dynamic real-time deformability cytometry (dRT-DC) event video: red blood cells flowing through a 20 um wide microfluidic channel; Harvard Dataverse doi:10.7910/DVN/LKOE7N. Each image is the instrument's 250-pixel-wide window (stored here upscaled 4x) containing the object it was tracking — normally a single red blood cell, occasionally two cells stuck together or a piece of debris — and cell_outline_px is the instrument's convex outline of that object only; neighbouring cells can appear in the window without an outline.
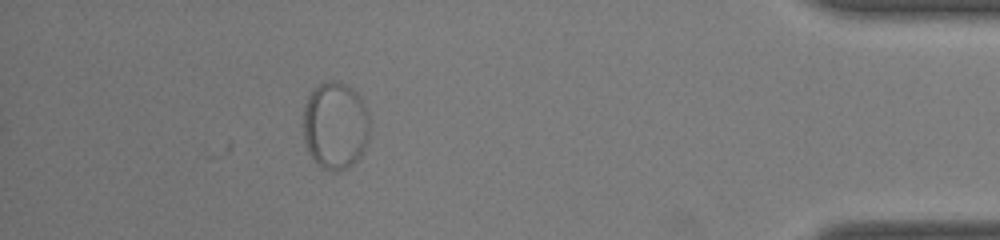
{"species": "common noctule bat (a hibernating species)", "species_latin": "Nyctalus noctula", "temperature_condition": "room temperature", "stored_images_in_passage": 48, "camera_frame_rate_fps": 3000, "um_per_image_px": 0.085, "animal": {"sex": "male", "body_mass_g": 19.0, "forearm_length_mm": 50.8}, "frame": {"image": 1, "passage_image": 48, "time_ms": 15.667, "image_size_px": [1000, 240], "cell_outline_px": [[368, 136], [364, 148], [360, 156], [348, 168], [336, 172], [320, 168], [316, 164], [308, 152], [304, 140], [304, 104], [308, 96], [320, 84], [328, 80], [336, 80], [352, 88], [356, 92], [368, 112]], "centroid_in_image_um": [28.48, 10.7], "position_along_channel_um": 406.7, "area_um2": 33.87}}